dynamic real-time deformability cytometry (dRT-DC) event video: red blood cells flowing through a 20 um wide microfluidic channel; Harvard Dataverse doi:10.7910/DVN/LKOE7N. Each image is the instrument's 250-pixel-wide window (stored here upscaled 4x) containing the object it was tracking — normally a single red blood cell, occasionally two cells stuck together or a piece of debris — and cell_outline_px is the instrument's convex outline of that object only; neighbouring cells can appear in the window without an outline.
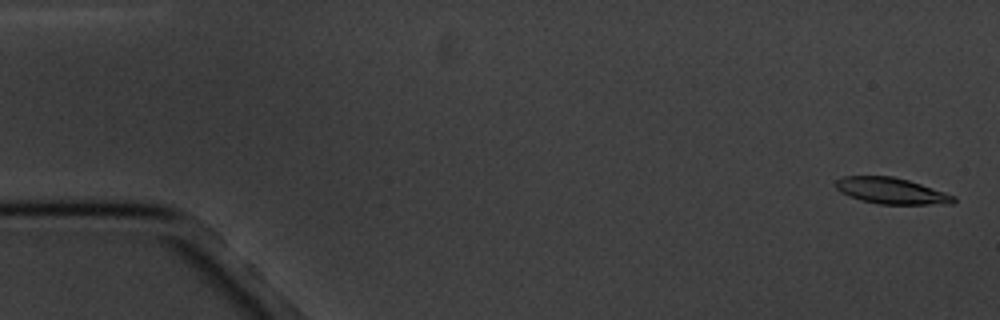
{"species": "common noctule bat (a hibernating species)", "species_latin": "Nyctalus noctula", "temperature_condition": "cold", "stored_images_in_passage": 4, "segment_of_instrument_passage": [2, 2], "camera_frame_rate_fps": 3000, "um_per_image_px": 0.085, "animal": {"sex": "male", "body_mass_g": 20.1, "forearm_length_mm": 53.5}, "frame": {"image": 1, "passage_image": 4, "time_ms": 3.667, "image_size_px": [1000, 320], "cell_outline_px": [[956, 200], [952, 204], [880, 204], [860, 200], [848, 196], [840, 192], [836, 188], [836, 180], [844, 176], [892, 176], [908, 180], [956, 196]], "centroid_in_image_um": [75.75, 16.23], "position_along_channel_um": 9.2, "area_um2": 17.92}}